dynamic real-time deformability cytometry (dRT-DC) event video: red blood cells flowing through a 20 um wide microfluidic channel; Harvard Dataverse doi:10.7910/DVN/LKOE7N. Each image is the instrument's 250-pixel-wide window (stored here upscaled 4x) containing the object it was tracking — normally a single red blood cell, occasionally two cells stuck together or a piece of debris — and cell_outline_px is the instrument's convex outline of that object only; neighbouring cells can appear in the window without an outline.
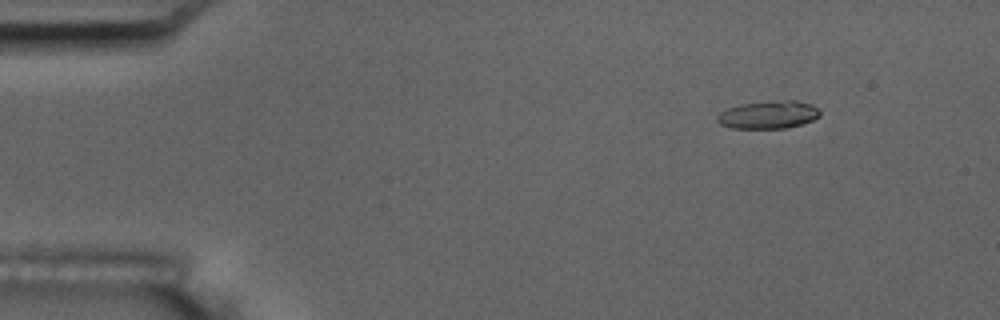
{"species": "common noctule bat (a hibernating species)", "species_latin": "Nyctalus noctula", "temperature_condition": "room temperature", "stored_images_in_passage": 6, "camera_frame_rate_fps": 3000, "um_per_image_px": 0.085, "animal": {"sex": "male", "body_mass_g": 17.5, "forearm_length_mm": 52.3}, "frame": {"image": 1, "passage_image": 3, "time_ms": 2.333, "image_size_px": [1000, 320], "cell_outline_px": [[820, 116], [812, 120], [788, 128], [732, 128], [720, 124], [716, 120], [716, 116], [720, 112], [728, 108], [740, 104], [788, 100], [796, 100], [812, 104], [820, 112]], "centroid_in_image_um": [65.3, 9.76], "position_along_channel_um": 19.7, "area_um2": 16.53}}
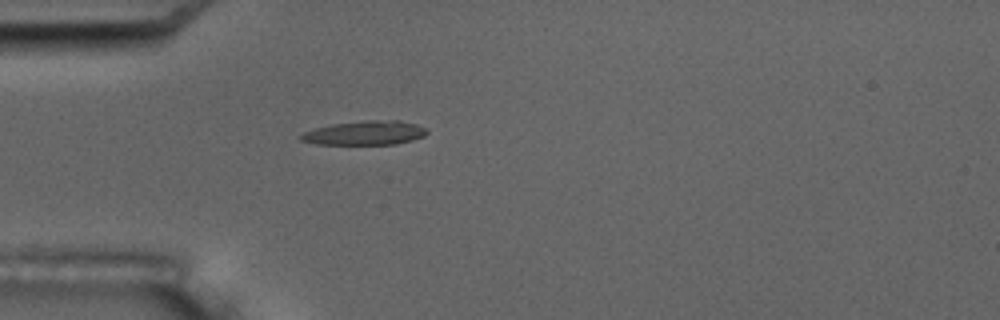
{"frame": {"image": 2, "passage_image": 6, "time_ms": 5.667, "image_size_px": [1000, 320], "cell_outline_px": [[428, 132], [424, 136], [412, 140], [396, 144], [316, 144], [300, 140], [296, 136], [304, 132], [316, 128], [332, 124], [364, 120], [400, 120], [416, 124], [424, 128]], "centroid_in_image_um": [31.0, 11.29], "position_along_channel_um": 54.0, "area_um2": 17.74}}